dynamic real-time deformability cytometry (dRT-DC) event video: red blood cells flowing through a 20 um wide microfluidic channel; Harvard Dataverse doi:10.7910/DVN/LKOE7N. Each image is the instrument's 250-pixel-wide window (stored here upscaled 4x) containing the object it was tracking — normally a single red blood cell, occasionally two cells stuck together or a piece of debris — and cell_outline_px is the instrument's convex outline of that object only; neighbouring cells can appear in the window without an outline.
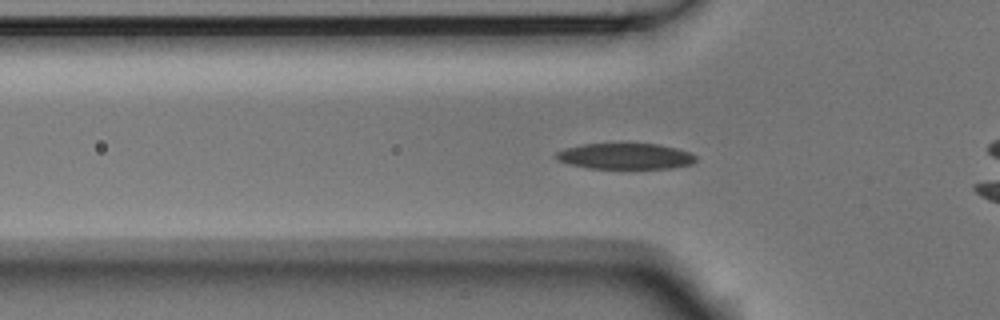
{"species": "Egyptian fruit bat (a non-hibernating species)", "species_latin": "Rousettus aegyptiacus", "temperature_condition": "room temperature", "stored_images_in_passage": 49, "camera_frame_rate_fps": 3000, "um_per_image_px": 0.085, "animal": {"sex": "male"}, "frame": {"image": 1, "passage_image": 11, "time_ms": 3.333, "image_size_px": [1000, 320], "cell_outline_px": [[696, 160], [692, 164], [672, 168], [588, 168], [568, 164], [556, 160], [556, 152], [564, 148], [584, 144], [660, 144], [676, 148], [688, 152], [696, 156]], "centroid_in_image_um": [53.13, 13.28], "position_along_channel_um": 72.7, "area_um2": 21.04}}
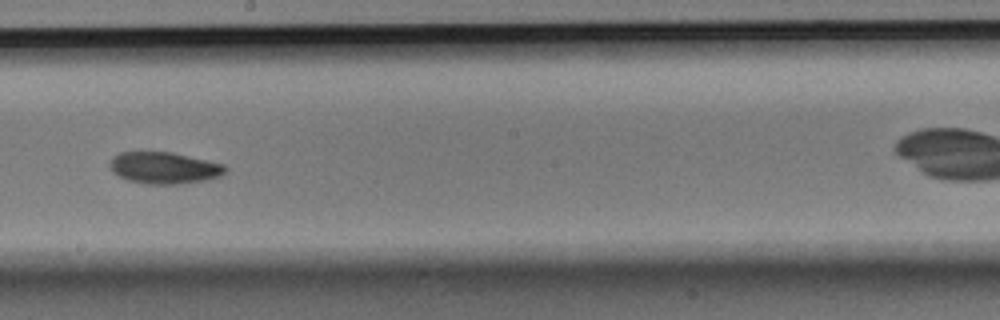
{"frame": {"image": 2, "passage_image": 24, "time_ms": 7.667, "image_size_px": [1000, 320], "cell_outline_px": [[228, 168], [220, 176], [204, 180], [180, 184], [144, 184], [128, 180], [112, 172], [108, 164], [112, 156], [120, 152], [172, 152], [224, 164]], "centroid_in_image_um": [13.92, 14.27], "position_along_channel_um": 234.3, "area_um2": 21.39}}
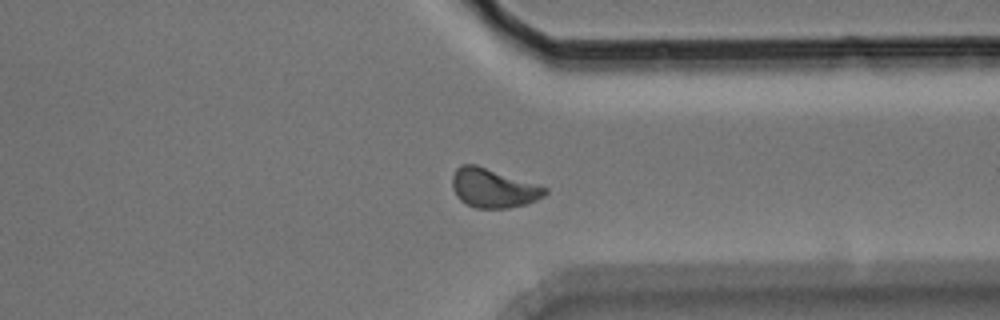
{"frame": {"image": 3, "passage_image": 35, "time_ms": 11.333, "image_size_px": [1000, 320], "cell_outline_px": [[548, 192], [544, 196], [528, 204], [508, 208], [476, 208], [460, 200], [456, 196], [452, 188], [452, 176], [456, 168], [460, 164], [476, 164], [548, 188]], "centroid_in_image_um": [41.91, 15.99], "position_along_channel_um": 369.5, "area_um2": 21.15}, "authors_computed_cell_mechanics": {"area_um2": 20.6924, "velocity_mm_per_s": 3.7115, "shape_relaxation_time_tau1_ms": 2.9872, "shape_relaxation_time_tau2_ms": null, "deformation_change_tau1": 0.132, "deformation_change_tau2": null}}